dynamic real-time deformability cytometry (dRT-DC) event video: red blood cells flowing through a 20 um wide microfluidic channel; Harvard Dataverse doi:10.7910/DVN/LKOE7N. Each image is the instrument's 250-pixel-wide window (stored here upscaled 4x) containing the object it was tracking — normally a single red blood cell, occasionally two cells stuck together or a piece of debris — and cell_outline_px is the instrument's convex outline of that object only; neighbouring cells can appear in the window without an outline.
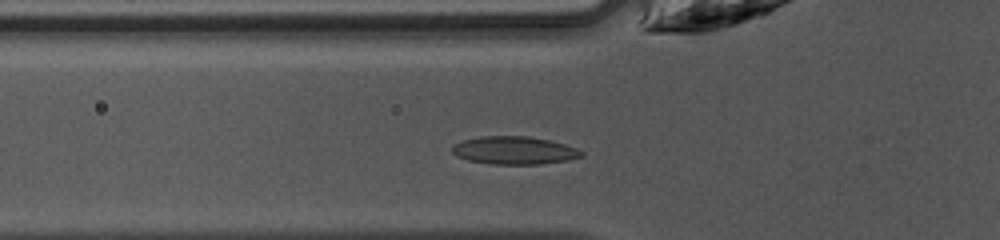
{"species": "common noctule bat (a hibernating species)", "species_latin": "Nyctalus noctula", "temperature_condition": "warm", "stored_images_in_passage": 30, "camera_frame_rate_fps": 3000, "um_per_image_px": 0.085, "animal": {"sex": "female", "body_mass_g": 10.0, "forearm_length_mm": 53.1}, "frame": {"image": 1, "passage_image": 3, "time_ms": 0.667, "image_size_px": [1000, 240], "cell_outline_px": [[584, 156], [568, 160], [540, 164], [492, 164], [468, 160], [456, 156], [452, 152], [452, 148], [456, 144], [464, 140], [480, 136], [528, 136], [548, 140], [564, 144], [576, 148], [584, 152]], "centroid_in_image_um": [43.73, 12.78], "position_along_channel_um": 82.1, "area_um2": 20.92}}
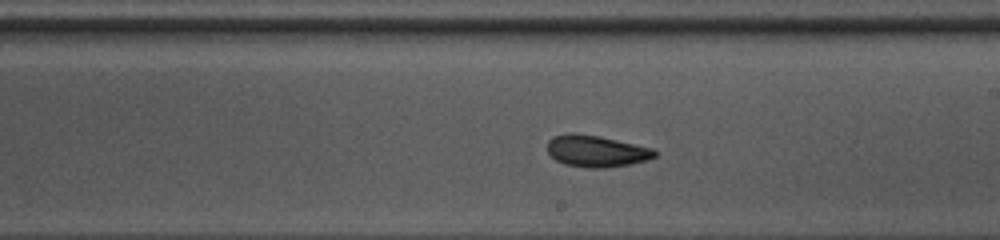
{"frame": {"image": 2, "passage_image": 14, "time_ms": 4.333, "image_size_px": [1000, 240], "cell_outline_px": [[656, 156], [648, 160], [628, 164], [604, 168], [588, 168], [564, 164], [556, 160], [548, 152], [548, 140], [552, 136], [568, 132], [576, 132], [600, 136], [652, 148], [656, 152]], "centroid_in_image_um": [50.65, 12.83], "position_along_channel_um": 238.3, "area_um2": 19.88}}
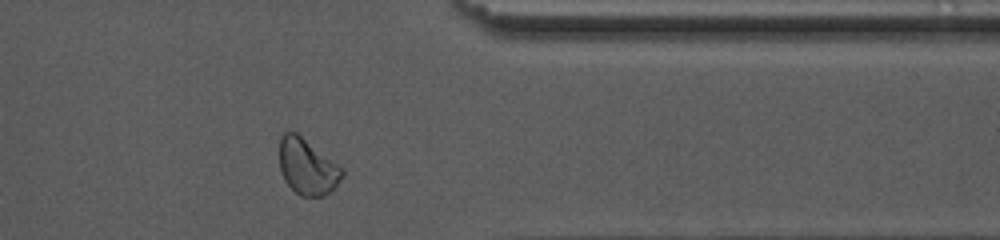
{"frame": {"image": 3, "passage_image": 25, "time_ms": 8.0, "image_size_px": [1000, 240], "cell_outline_px": [[344, 176], [332, 192], [324, 196], [300, 196], [284, 180], [280, 168], [280, 136], [284, 132], [296, 132], [344, 168]], "centroid_in_image_um": [26.15, 14.18], "position_along_channel_um": 385.2, "area_um2": 20.58}, "authors_computed_cell_mechanics": {"area_um2": 19.941, "velocity_mm_per_s": 4.2259, "shape_relaxation_time_tau1_ms": 5.3049, "shape_relaxation_time_tau2_ms": 2.3575, "deformation_change_tau1": 0.1353, "deformation_change_tau2": 0.0774}}